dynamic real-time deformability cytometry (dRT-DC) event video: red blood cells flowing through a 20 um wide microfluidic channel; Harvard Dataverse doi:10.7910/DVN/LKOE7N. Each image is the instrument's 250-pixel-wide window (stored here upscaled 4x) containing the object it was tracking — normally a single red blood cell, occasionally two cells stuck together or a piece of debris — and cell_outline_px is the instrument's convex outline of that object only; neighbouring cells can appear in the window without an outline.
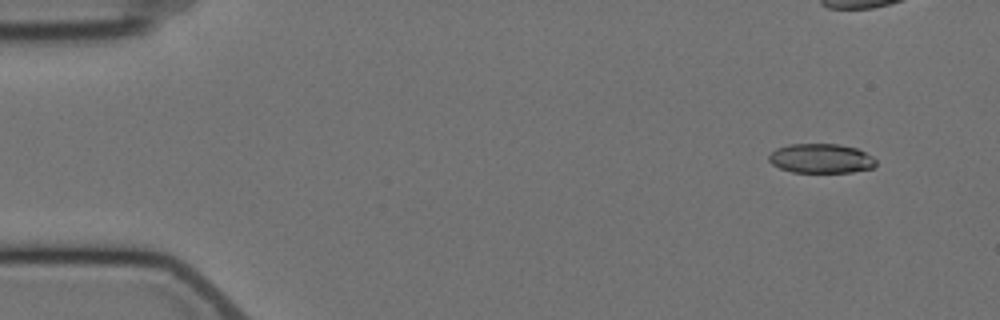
{"species": "Egyptian fruit bat (a non-hibernating species)", "species_latin": "Rousettus aegyptiacus", "temperature_condition": "cold", "stored_images_in_passage": 9, "camera_frame_rate_fps": 3000, "um_per_image_px": 0.085, "animal": {"sex": "female"}, "frame": {"image": 1, "passage_image": 1, "time_ms": 0.0, "image_size_px": [1000, 320], "cell_outline_px": [[876, 164], [872, 168], [852, 172], [792, 172], [780, 168], [772, 164], [768, 160], [768, 156], [776, 148], [788, 144], [840, 144], [856, 148], [872, 156], [876, 160]], "centroid_in_image_um": [69.77, 13.46], "position_along_channel_um": 15.2, "area_um2": 18.38}}
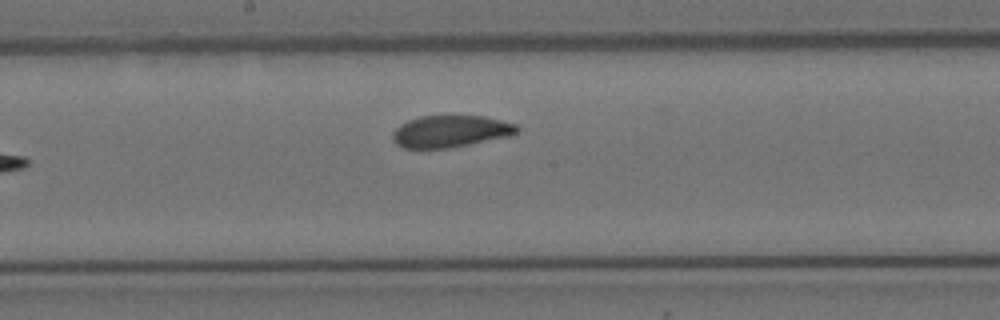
{"frame": {"image": 2, "passage_image": 9, "time_ms": 9.667, "image_size_px": [1000, 320], "cell_outline_px": [[520, 132], [508, 136], [448, 148], [404, 148], [396, 144], [392, 140], [392, 132], [400, 124], [408, 120], [420, 116], [484, 116], [516, 124], [520, 128]], "centroid_in_image_um": [38.27, 11.16], "position_along_channel_um": 209.9, "area_um2": 23.06}}